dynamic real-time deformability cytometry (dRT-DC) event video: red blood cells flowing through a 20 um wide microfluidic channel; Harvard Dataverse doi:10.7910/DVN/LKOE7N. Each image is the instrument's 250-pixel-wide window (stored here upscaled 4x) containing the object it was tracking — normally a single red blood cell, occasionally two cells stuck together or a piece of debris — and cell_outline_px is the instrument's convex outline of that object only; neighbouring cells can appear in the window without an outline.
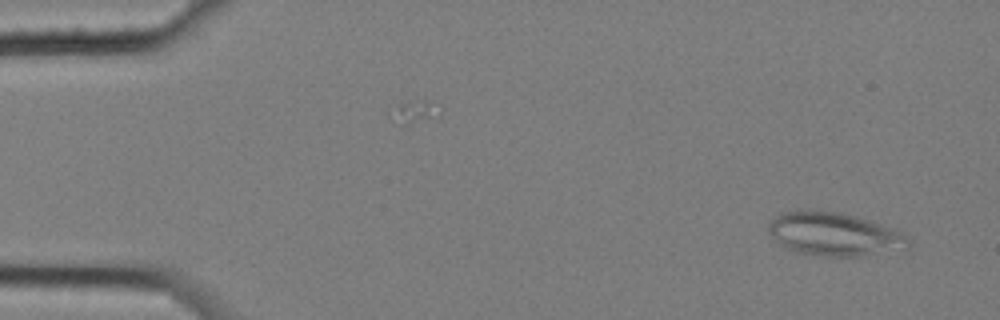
{"species": "common noctule bat (a hibernating species)", "species_latin": "Nyctalus noctula", "temperature_condition": "cold", "stored_images_in_passage": 4, "camera_frame_rate_fps": 3000, "um_per_image_px": 0.085, "animal": {"sex": "female", "body_mass_g": 25.1}, "frame": {"image": 1, "passage_image": 4, "time_ms": 1.0, "image_size_px": [1000, 320], "cell_outline_px": [[912, 244], [908, 248], [860, 256], [820, 256], [796, 252], [780, 244], [768, 232], [768, 224], [780, 212], [800, 208], [808, 208], [840, 212], [856, 216], [896, 228]], "centroid_in_image_um": [70.88, 19.87], "position_along_channel_um": 14.1, "area_um2": 35.84}}